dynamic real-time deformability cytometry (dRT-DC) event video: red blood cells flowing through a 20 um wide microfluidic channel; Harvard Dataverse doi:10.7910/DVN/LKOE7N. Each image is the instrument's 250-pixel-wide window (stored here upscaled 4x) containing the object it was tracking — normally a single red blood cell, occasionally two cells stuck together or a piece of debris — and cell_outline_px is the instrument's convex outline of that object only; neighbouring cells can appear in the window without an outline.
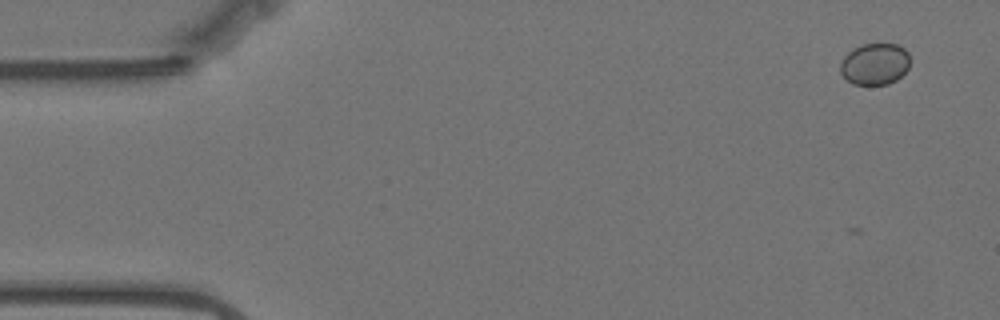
{"species": "Egyptian fruit bat (a non-hibernating species)", "species_latin": "Rousettus aegyptiacus", "temperature_condition": "warm", "stored_images_in_passage": 58, "camera_frame_rate_fps": 3000, "um_per_image_px": 0.085, "animal": {"sex": "female"}, "frame": {"image": 1, "passage_image": 2, "time_ms": 0.333, "image_size_px": [1000, 320], "cell_outline_px": [[908, 68], [896, 80], [888, 84], [852, 84], [840, 72], [840, 64], [844, 56], [848, 52], [864, 44], [896, 44], [904, 48], [908, 52]], "centroid_in_image_um": [74.35, 5.44], "position_along_channel_um": 10.6, "area_um2": 16.65}}
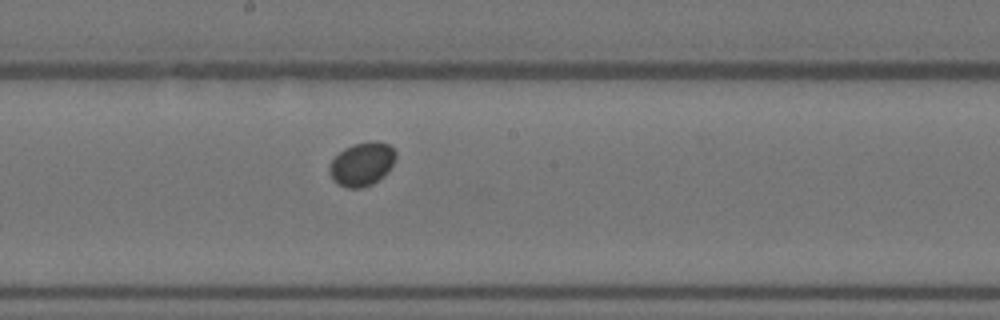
{"frame": {"image": 2, "passage_image": 30, "time_ms": 9.667, "image_size_px": [1000, 320], "cell_outline_px": [[396, 156], [388, 172], [384, 176], [372, 184], [360, 188], [348, 188], [336, 184], [328, 172], [328, 168], [332, 160], [344, 148], [352, 144], [372, 140], [376, 140], [388, 144], [396, 152]], "centroid_in_image_um": [30.76, 13.94], "position_along_channel_um": 217.4, "area_um2": 16.99}}
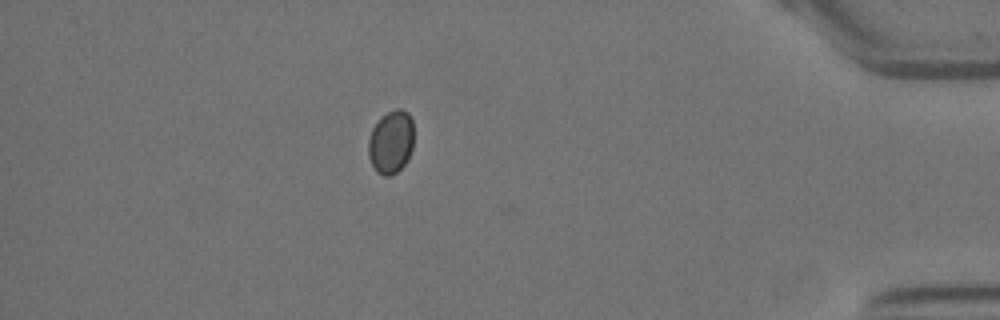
{"frame": {"image": 3, "passage_image": 50, "time_ms": 16.333, "image_size_px": [1000, 320], "cell_outline_px": [[412, 148], [408, 160], [396, 172], [388, 176], [384, 176], [376, 172], [368, 156], [368, 140], [372, 128], [388, 112], [396, 108], [400, 108], [408, 112], [412, 120]], "centroid_in_image_um": [33.23, 12.08], "position_along_channel_um": 402.0, "area_um2": 16.59}, "authors_computed_cell_mechanics": {"area_um2": 16.5308, "velocity_mm_per_s": 3.4688, "shape_relaxation_time_tau1_ms": 6.4674, "shape_relaxation_time_tau2_ms": null, "deformation_change_tau1": 0.032, "deformation_change_tau2": null}}